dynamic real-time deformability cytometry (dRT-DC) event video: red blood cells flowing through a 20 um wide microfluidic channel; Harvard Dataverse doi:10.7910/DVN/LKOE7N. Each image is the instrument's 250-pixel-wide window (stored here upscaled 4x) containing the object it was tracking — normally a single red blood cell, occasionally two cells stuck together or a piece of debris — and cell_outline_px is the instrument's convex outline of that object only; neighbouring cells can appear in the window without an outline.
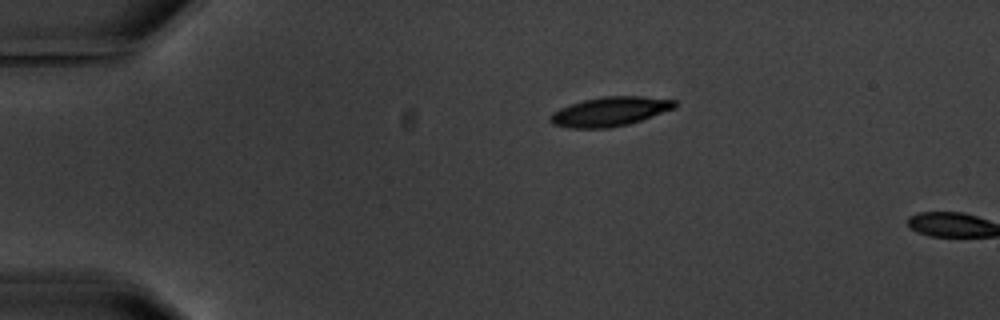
{"species": "common noctule bat (a hibernating species)", "species_latin": "Nyctalus noctula", "temperature_condition": "warm", "stored_images_in_passage": 2, "camera_frame_rate_fps": 3000, "um_per_image_px": 0.085, "animal": {"sex": "male", "body_mass_g": 20.1, "forearm_length_mm": 53.5}, "frame": {"image": 1, "passage_image": 1, "time_ms": 0.0, "image_size_px": [1000, 320], "cell_outline_px": [[676, 108], [628, 124], [608, 128], [568, 128], [552, 124], [548, 120], [548, 116], [552, 112], [560, 108], [584, 100], [604, 96], [640, 96], [676, 100]], "centroid_in_image_um": [51.81, 9.48], "position_along_channel_um": 33.2, "area_um2": 21.21}}